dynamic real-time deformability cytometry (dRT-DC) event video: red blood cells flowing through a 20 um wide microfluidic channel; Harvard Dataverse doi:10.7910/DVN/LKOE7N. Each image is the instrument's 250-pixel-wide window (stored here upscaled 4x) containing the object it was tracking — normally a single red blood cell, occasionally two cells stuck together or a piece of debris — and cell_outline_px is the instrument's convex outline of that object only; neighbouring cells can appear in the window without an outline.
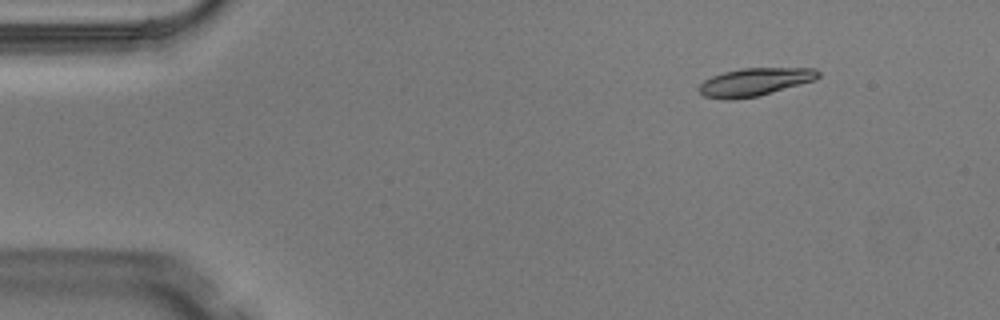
{"species": "Egyptian fruit bat (a non-hibernating species)", "species_latin": "Rousettus aegyptiacus", "temperature_condition": "warm", "stored_images_in_passage": 3, "camera_frame_rate_fps": 3000, "um_per_image_px": 0.085, "animal": {"sex": "male"}, "frame": {"image": 1, "passage_image": 1, "time_ms": 0.0, "image_size_px": [1000, 320], "cell_outline_px": [[820, 76], [816, 80], [756, 96], [732, 100], [724, 100], [704, 96], [696, 88], [704, 80], [712, 76], [724, 72], [740, 68], [816, 68], [820, 72]], "centroid_in_image_um": [64.14, 6.96], "position_along_channel_um": 20.9, "area_um2": 19.42}}